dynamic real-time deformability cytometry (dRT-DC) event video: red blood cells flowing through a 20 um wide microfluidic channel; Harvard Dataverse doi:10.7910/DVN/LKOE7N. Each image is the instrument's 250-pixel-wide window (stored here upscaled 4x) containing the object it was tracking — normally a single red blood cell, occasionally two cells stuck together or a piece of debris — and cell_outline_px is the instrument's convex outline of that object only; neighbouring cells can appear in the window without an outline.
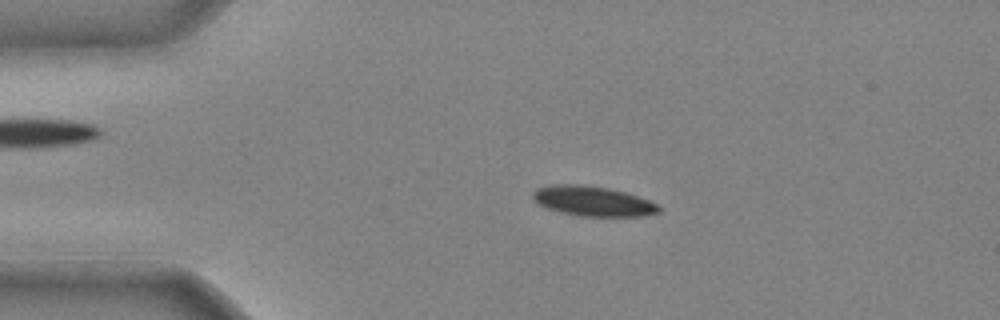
{"species": "common noctule bat (a hibernating species)", "species_latin": "Nyctalus noctula", "temperature_condition": "cold", "stored_images_in_passage": 41, "camera_frame_rate_fps": 3000, "um_per_image_px": 0.085, "animal": {"sex": "male", "body_mass_g": 20.4}, "frame": {"image": 1, "passage_image": 8, "time_ms": 2.333, "image_size_px": [1000, 320], "cell_outline_px": [[660, 212], [644, 216], [580, 216], [560, 212], [536, 204], [532, 200], [532, 192], [536, 188], [552, 184], [580, 184], [608, 188], [624, 192], [648, 200], [656, 204], [660, 208]], "centroid_in_image_um": [50.33, 17.09], "position_along_channel_um": 34.7, "area_um2": 22.02}}
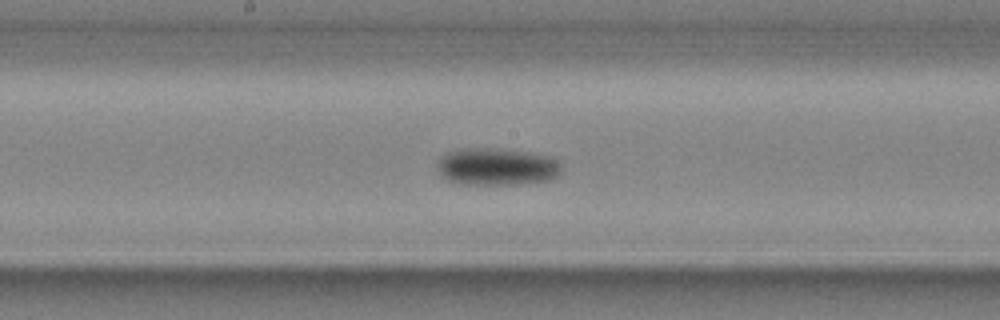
{"frame": {"image": 2, "passage_image": 22, "time_ms": 7.0, "image_size_px": [1000, 320], "cell_outline_px": [[560, 176], [548, 180], [520, 184], [468, 184], [448, 180], [440, 172], [436, 164], [448, 152], [460, 148], [500, 148], [532, 152], [552, 156], [560, 164]], "centroid_in_image_um": [42.29, 14.15], "position_along_channel_um": 205.9, "area_um2": 27.05}}
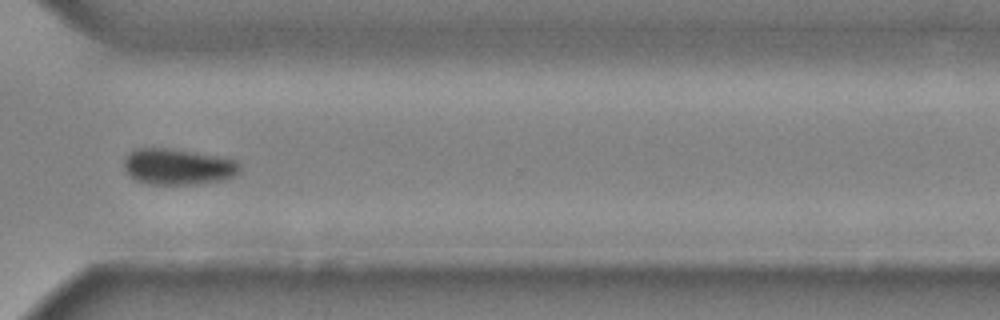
{"frame": {"image": 3, "passage_image": 32, "time_ms": 10.333, "image_size_px": [1000, 320], "cell_outline_px": [[240, 172], [236, 176], [224, 180], [196, 184], [148, 184], [136, 180], [124, 168], [124, 160], [136, 148], [168, 148], [220, 156], [236, 160], [240, 164]], "centroid_in_image_um": [15.19, 14.17], "position_along_channel_um": 355.4, "area_um2": 24.33}}